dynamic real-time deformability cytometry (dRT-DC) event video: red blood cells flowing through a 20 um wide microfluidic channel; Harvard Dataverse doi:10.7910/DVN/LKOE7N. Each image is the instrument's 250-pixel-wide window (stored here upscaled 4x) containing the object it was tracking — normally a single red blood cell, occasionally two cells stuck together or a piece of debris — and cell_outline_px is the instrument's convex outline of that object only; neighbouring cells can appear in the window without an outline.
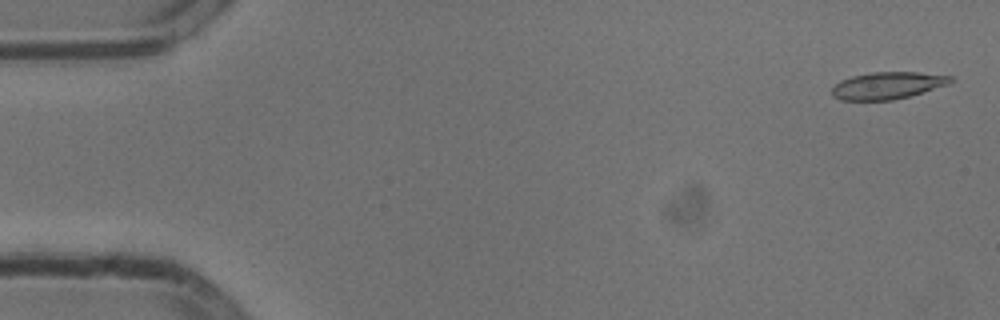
{"species": "common noctule bat (a hibernating species)", "species_latin": "Nyctalus noctula", "temperature_condition": "cold", "stored_images_in_passage": 54, "camera_frame_rate_fps": 3000, "um_per_image_px": 0.085, "animal": {"sex": "male", "body_mass_g": 13.3}, "frame": {"image": 1, "passage_image": 2, "time_ms": 0.333, "image_size_px": [1000, 320], "cell_outline_px": [[952, 80], [948, 84], [908, 96], [892, 100], [840, 100], [832, 96], [832, 88], [840, 80], [852, 76], [872, 72], [920, 72], [952, 76]], "centroid_in_image_um": [75.4, 7.26], "position_along_channel_um": 9.6, "area_um2": 18.55}}
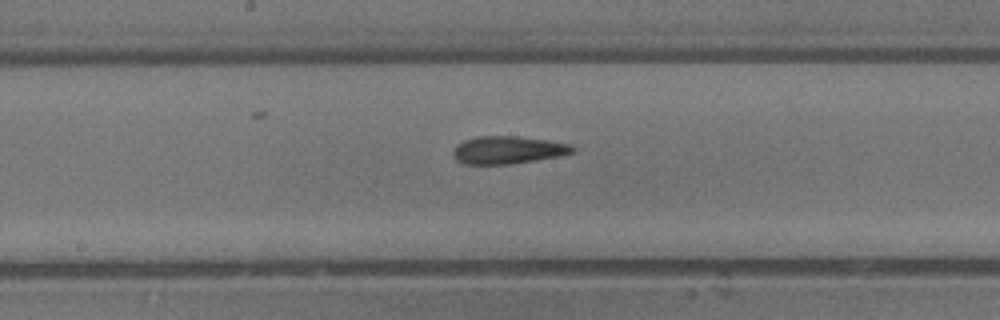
{"frame": {"image": 2, "passage_image": 28, "time_ms": 9.0, "image_size_px": [1000, 320], "cell_outline_px": [[576, 148], [572, 152], [556, 156], [536, 160], [512, 164], [464, 164], [456, 160], [452, 156], [452, 148], [456, 144], [464, 140], [476, 136], [516, 136], [572, 144]], "centroid_in_image_um": [43.09, 12.75], "position_along_channel_um": 205.1, "area_um2": 19.31}}
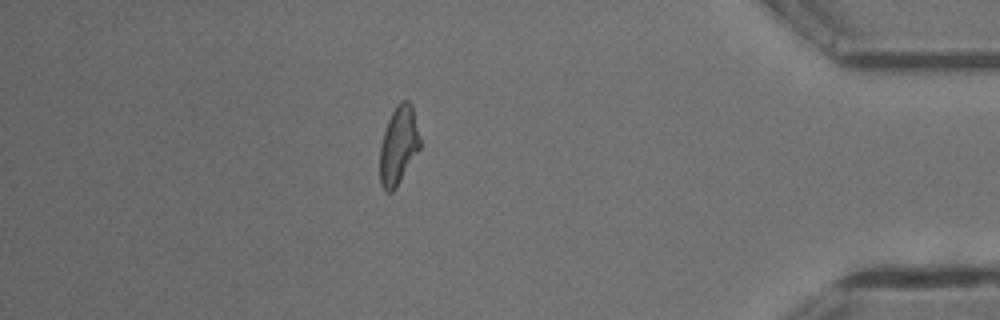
{"frame": {"image": 3, "passage_image": 47, "time_ms": 15.333, "image_size_px": [1000, 320], "cell_outline_px": [[420, 148], [396, 188], [392, 192], [388, 192], [380, 184], [380, 144], [388, 120], [392, 112], [400, 100], [408, 100], [412, 104], [420, 136]], "centroid_in_image_um": [33.88, 12.34], "position_along_channel_um": 401.3, "area_um2": 18.26}, "authors_computed_cell_mechanics": {"area_um2": 18.9584, "velocity_mm_per_s": 3.7948, "shape_relaxation_time_tau1_ms": 7.327, "shape_relaxation_time_tau2_ms": 3.4154, "deformation_change_tau1": 0.2043, "deformation_change_tau2": 0.1139}}